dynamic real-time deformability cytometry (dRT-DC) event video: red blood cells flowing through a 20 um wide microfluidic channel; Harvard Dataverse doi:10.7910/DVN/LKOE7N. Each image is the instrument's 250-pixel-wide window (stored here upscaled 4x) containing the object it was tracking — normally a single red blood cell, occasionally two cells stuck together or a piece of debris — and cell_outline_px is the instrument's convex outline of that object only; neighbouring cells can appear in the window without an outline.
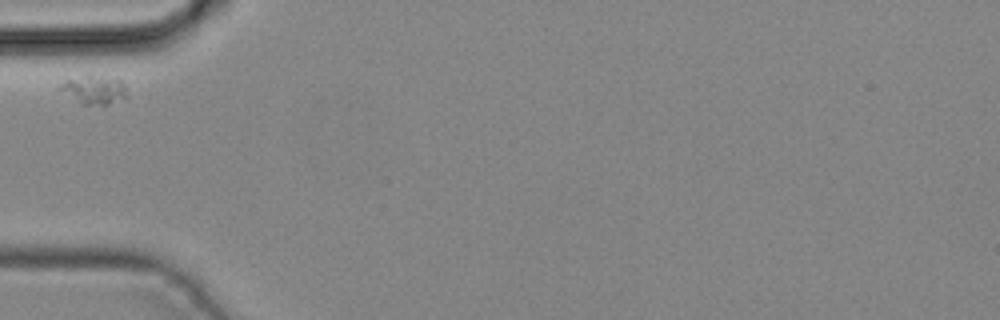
{"species": "common noctule bat (a hibernating species)", "species_latin": "Nyctalus noctula", "temperature_condition": "cold", "stored_images_in_passage": 1, "camera_frame_rate_fps": 3000, "um_per_image_px": 0.085, "animal": {"sex": "male", "body_mass_g": 19.2, "forearm_length_mm": 51.8}, "frame": {"image": 1, "passage_image": 1, "time_ms": 0.0, "image_size_px": [1000, 320], "cell_outline_px": [[124, 96], [108, 104], [80, 104], [56, 88], [60, 84], [68, 80], [92, 72], [120, 80], [124, 84]], "centroid_in_image_um": [7.92, 7.57], "position_along_channel_um": 77.1, "area_um2": 11.1}}